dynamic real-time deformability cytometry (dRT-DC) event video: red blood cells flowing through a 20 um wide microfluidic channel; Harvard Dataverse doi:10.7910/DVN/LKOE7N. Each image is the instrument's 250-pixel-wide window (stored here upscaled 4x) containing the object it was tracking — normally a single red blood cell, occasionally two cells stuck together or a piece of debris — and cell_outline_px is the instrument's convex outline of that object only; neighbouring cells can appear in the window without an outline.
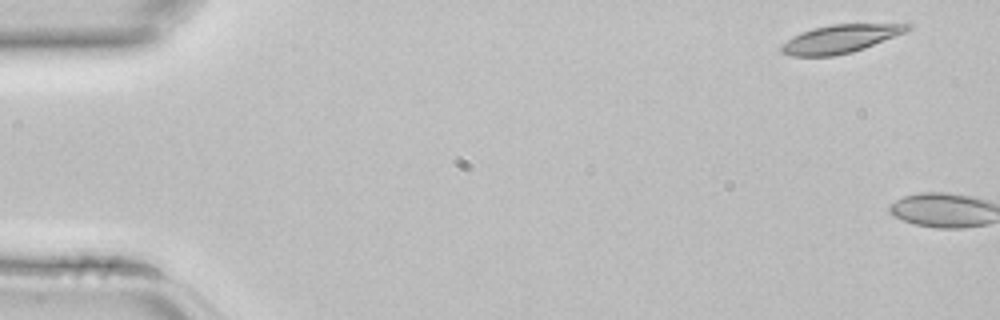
{"species": "common noctule bat (a hibernating species)", "species_latin": "Nyctalus noctula", "temperature_condition": "room temperature", "stored_images_in_passage": 2, "camera_frame_rate_fps": 3000, "um_per_image_px": 0.085, "animal": {"sex": "female", "body_mass_g": 22.7, "forearm_length_mm": 54.2}, "frame": {"image": 1, "passage_image": 1, "time_ms": 0.0, "image_size_px": [1000, 320], "cell_outline_px": [[912, 28], [904, 32], [864, 48], [852, 52], [832, 56], [792, 56], [780, 52], [780, 48], [792, 36], [800, 32], [812, 28], [832, 24], [904, 20], [912, 24]], "centroid_in_image_um": [71.58, 3.23], "position_along_channel_um": 13.4, "area_um2": 21.62}}